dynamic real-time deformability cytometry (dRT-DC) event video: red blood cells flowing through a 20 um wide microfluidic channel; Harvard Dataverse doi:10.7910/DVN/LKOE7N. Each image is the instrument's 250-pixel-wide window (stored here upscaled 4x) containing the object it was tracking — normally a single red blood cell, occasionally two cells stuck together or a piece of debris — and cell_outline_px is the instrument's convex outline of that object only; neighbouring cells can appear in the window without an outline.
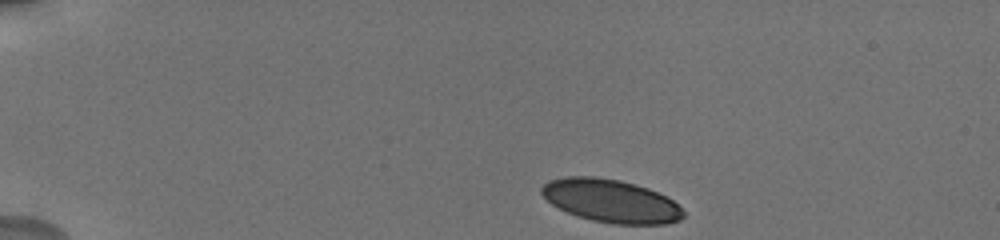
{"species": "human", "species_latin": "Homo sapiens", "temperature_condition": "cold", "stored_images_in_passage": 36, "camera_frame_rate_fps": 3000, "um_per_image_px": 0.085, "donor": {"sex": "male"}, "frame": {"image": 1, "passage_image": 1, "time_ms": 0.0, "image_size_px": [1000, 240], "cell_outline_px": [[684, 216], [680, 220], [668, 224], [616, 224], [592, 220], [576, 216], [552, 204], [540, 192], [540, 188], [548, 180], [568, 176], [596, 176], [620, 180], [636, 184], [648, 188], [672, 200], [684, 212]], "centroid_in_image_um": [51.91, 17.07], "position_along_channel_um": 33.1, "area_um2": 35.49}}
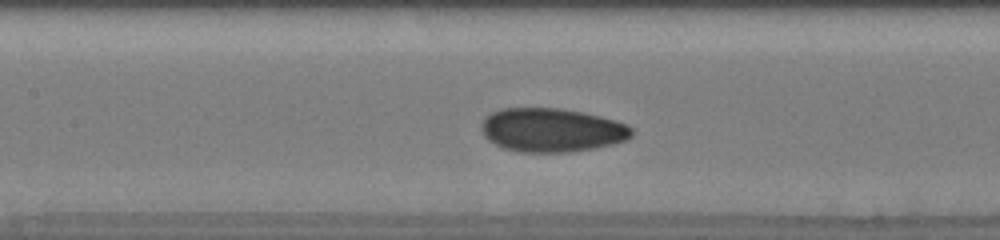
{"frame": {"image": 2, "passage_image": 14, "time_ms": 5.667, "image_size_px": [1000, 240], "cell_outline_px": [[632, 136], [624, 140], [612, 144], [572, 152], [520, 152], [504, 148], [488, 140], [484, 136], [480, 128], [480, 124], [484, 116], [500, 108], [560, 108], [584, 112], [616, 120], [628, 124], [632, 128]], "centroid_in_image_um": [46.87, 11.04], "position_along_channel_um": 160.5, "area_um2": 38.61}}
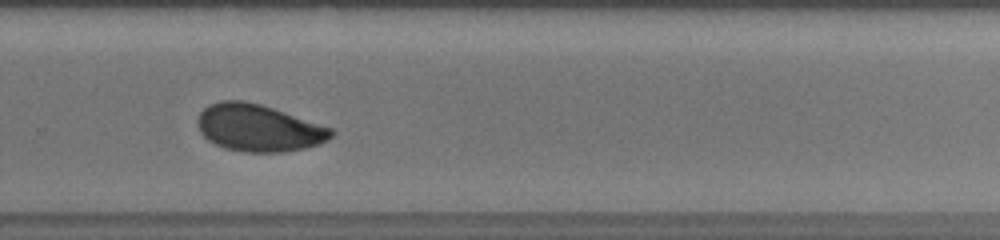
{"frame": {"image": 3, "passage_image": 23, "time_ms": 9.667, "image_size_px": [1000, 240], "cell_outline_px": [[336, 132], [328, 140], [320, 144], [304, 148], [284, 152], [240, 152], [224, 148], [208, 140], [200, 132], [200, 112], [204, 108], [220, 100], [240, 100], [260, 104], [332, 128]], "centroid_in_image_um": [22.01, 10.89], "position_along_channel_um": 307.8, "area_um2": 36.3}, "authors_computed_cell_mechanics": {"area_um2": 36.2984, "velocity_mm_per_s": 3.6978, "shape_relaxation_time_tau1_ms": 6.1554, "shape_relaxation_time_tau2_ms": 1.4019, "deformation_change_tau1": 0.1265, "deformation_change_tau2": 0.0573}}